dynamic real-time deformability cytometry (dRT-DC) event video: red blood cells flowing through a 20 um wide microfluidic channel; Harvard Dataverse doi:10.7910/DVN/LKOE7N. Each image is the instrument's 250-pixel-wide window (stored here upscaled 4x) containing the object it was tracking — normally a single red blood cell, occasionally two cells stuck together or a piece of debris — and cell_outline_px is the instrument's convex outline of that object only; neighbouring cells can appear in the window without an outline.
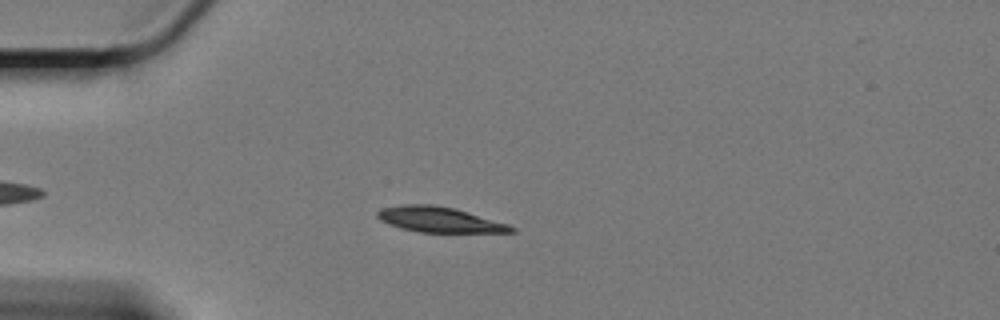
{"species": "Egyptian fruit bat (a non-hibernating species)", "species_latin": "Rousettus aegyptiacus", "temperature_condition": "cold", "stored_images_in_passage": 41, "camera_frame_rate_fps": 3000, "um_per_image_px": 0.085, "animal": {"sex": "female"}, "frame": {"image": 1, "passage_image": 1, "time_ms": 0.0, "image_size_px": [1000, 320], "cell_outline_px": [[516, 232], [416, 232], [400, 228], [388, 224], [380, 220], [376, 216], [376, 212], [384, 208], [404, 204], [428, 204], [452, 208], [508, 224], [516, 228]], "centroid_in_image_um": [37.3, 18.68], "position_along_channel_um": 47.7, "area_um2": 19.48}}
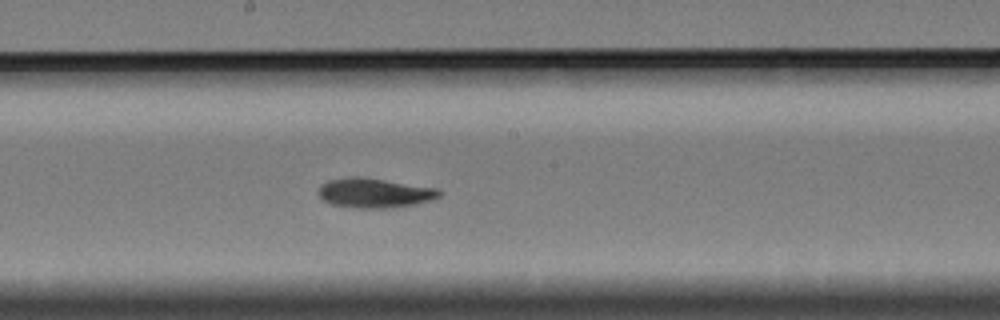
{"frame": {"image": 2, "passage_image": 18, "time_ms": 5.667, "image_size_px": [1000, 320], "cell_outline_px": [[444, 192], [440, 196], [432, 200], [416, 204], [388, 208], [352, 208], [332, 204], [324, 200], [316, 192], [320, 184], [328, 180], [348, 176], [356, 176], [440, 188]], "centroid_in_image_um": [31.84, 16.4], "position_along_channel_um": 216.4, "area_um2": 21.15}}
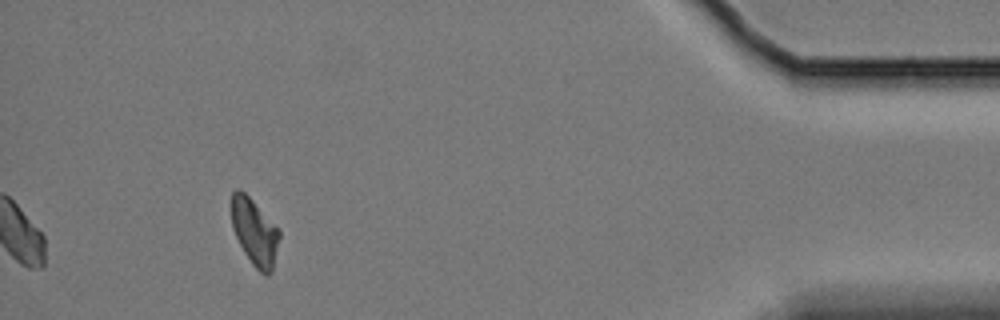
{"frame": {"image": 3, "passage_image": 41, "time_ms": 13.333, "image_size_px": [1000, 320], "cell_outline_px": [[280, 236], [272, 272], [268, 276], [264, 276], [252, 264], [244, 252], [232, 228], [232, 192], [236, 188], [240, 188], [252, 200], [280, 232]], "centroid_in_image_um": [21.63, 19.75], "position_along_channel_um": 413.6, "area_um2": 18.26}, "authors_computed_cell_mechanics": {"area_um2": 19.9988, "velocity_mm_per_s": 3.2984, "shape_relaxation_time_tau1_ms": 2.6217, "shape_relaxation_time_tau2_ms": 4.7936, "deformation_change_tau1": 0.1085, "deformation_change_tau2": 0.0925}}